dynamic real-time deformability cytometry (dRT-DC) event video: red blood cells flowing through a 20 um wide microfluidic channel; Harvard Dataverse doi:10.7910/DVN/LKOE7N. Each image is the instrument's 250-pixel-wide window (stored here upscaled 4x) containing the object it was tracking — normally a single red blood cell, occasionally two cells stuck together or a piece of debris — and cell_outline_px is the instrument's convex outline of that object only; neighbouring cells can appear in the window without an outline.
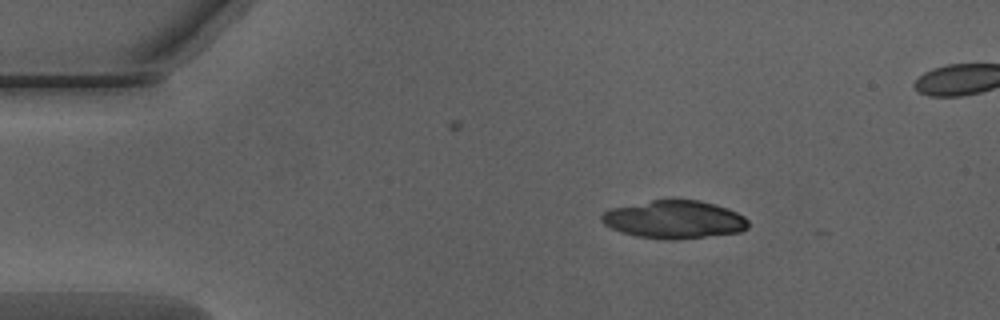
{"species": "Egyptian fruit bat (a non-hibernating species)", "species_latin": "Rousettus aegyptiacus", "temperature_condition": "warm", "stored_images_in_passage": 7, "camera_frame_rate_fps": 3000, "um_per_image_px": 0.085, "animal": {"sex": "male"}, "frame": {"image": 1, "passage_image": 1, "time_ms": 0.0, "image_size_px": [1000, 320], "cell_outline_px": [[748, 228], [740, 232], [672, 240], [664, 240], [636, 236], [620, 232], [604, 224], [600, 220], [600, 216], [604, 212], [612, 208], [652, 200], [700, 200], [716, 204], [728, 208], [744, 216], [748, 220]], "centroid_in_image_um": [57.31, 18.66], "position_along_channel_um": 27.7, "area_um2": 32.43}}